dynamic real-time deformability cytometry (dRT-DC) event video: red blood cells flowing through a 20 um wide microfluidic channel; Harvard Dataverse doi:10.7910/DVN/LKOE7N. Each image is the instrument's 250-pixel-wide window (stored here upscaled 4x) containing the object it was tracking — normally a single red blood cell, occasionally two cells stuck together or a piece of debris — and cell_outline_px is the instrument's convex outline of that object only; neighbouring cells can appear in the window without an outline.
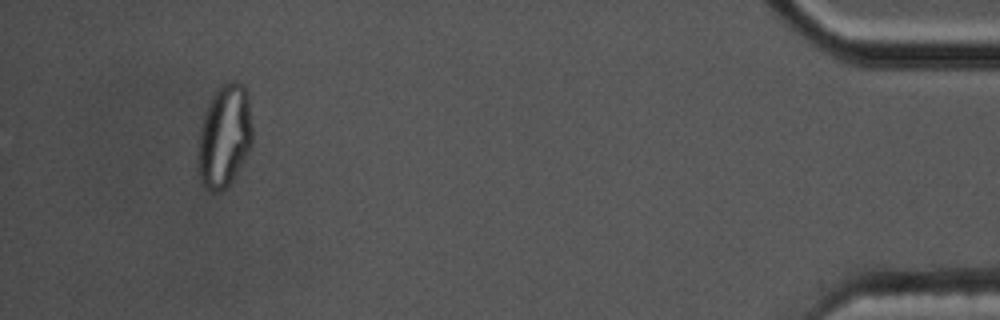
{"species": "common noctule bat (a hibernating species)", "species_latin": "Nyctalus noctula", "temperature_condition": "cold", "stored_images_in_passage": 46, "segment_of_instrument_passage": [2, 2], "camera_frame_rate_fps": 3000, "um_per_image_px": 0.085, "animal": {"sex": "male", "body_mass_g": 17.5, "forearm_length_mm": 52.3}, "frame": {"image": 1, "passage_image": 42, "time_ms": 13.667, "image_size_px": [1000, 320], "cell_outline_px": [[252, 148], [228, 184], [220, 192], [212, 192], [200, 180], [196, 164], [196, 160], [200, 128], [208, 104], [216, 88], [220, 84], [228, 80], [236, 80], [244, 84], [248, 92], [252, 128]], "centroid_in_image_um": [19.08, 11.51], "position_along_channel_um": 416.1, "area_um2": 33.12}}